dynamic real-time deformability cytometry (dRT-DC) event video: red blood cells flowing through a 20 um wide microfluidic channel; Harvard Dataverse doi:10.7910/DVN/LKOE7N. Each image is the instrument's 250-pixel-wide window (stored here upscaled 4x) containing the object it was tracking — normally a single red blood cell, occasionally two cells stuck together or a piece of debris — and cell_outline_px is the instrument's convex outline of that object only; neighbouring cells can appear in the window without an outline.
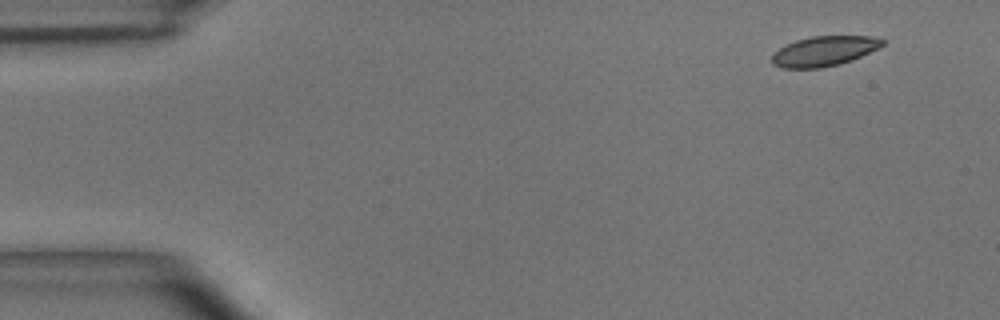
{"species": "common noctule bat (a hibernating species)", "species_latin": "Nyctalus noctula", "temperature_condition": "room temperature", "stored_images_in_passage": 4, "camera_frame_rate_fps": 3000, "um_per_image_px": 0.085, "animal": {"sex": "male", "body_mass_g": 15.6}, "frame": {"image": 1, "passage_image": 1, "time_ms": 0.0, "image_size_px": [1000, 320], "cell_outline_px": [[884, 44], [852, 60], [840, 64], [820, 68], [784, 68], [772, 64], [772, 52], [796, 40], [812, 36], [872, 36], [884, 40]], "centroid_in_image_um": [70.01, 4.35], "position_along_channel_um": 15.0, "area_um2": 19.07}}
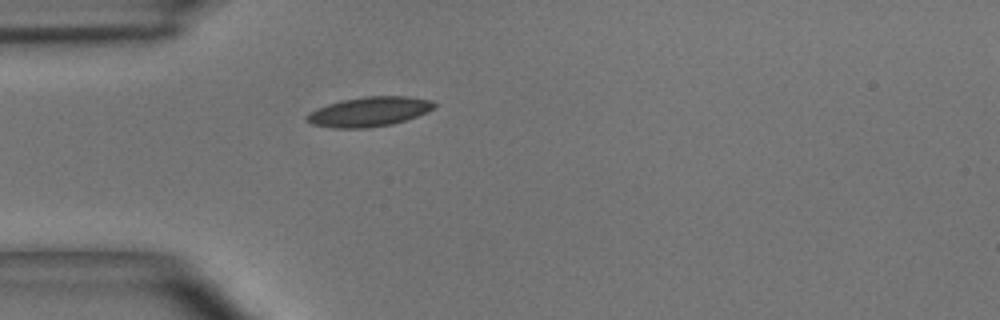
{"frame": {"image": 2, "passage_image": 4, "time_ms": 1.0, "image_size_px": [1000, 320], "cell_outline_px": [[436, 108], [428, 112], [392, 124], [364, 128], [332, 128], [312, 124], [304, 116], [308, 112], [316, 108], [340, 100], [364, 96], [408, 96], [432, 100], [436, 104]], "centroid_in_image_um": [31.37, 9.48], "position_along_channel_um": 53.6, "area_um2": 22.14}}